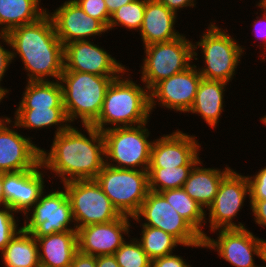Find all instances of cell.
I'll use <instances>...</instances> for the list:
<instances>
[{
    "label": "cell",
    "mask_w": 266,
    "mask_h": 267,
    "mask_svg": "<svg viewBox=\"0 0 266 267\" xmlns=\"http://www.w3.org/2000/svg\"><path fill=\"white\" fill-rule=\"evenodd\" d=\"M82 127L88 136L80 128L70 125L65 131L54 135L49 151L41 149L44 169L49 170L52 177H59L57 179L62 184L95 179L105 165L103 133L92 125Z\"/></svg>",
    "instance_id": "obj_1"
},
{
    "label": "cell",
    "mask_w": 266,
    "mask_h": 267,
    "mask_svg": "<svg viewBox=\"0 0 266 267\" xmlns=\"http://www.w3.org/2000/svg\"><path fill=\"white\" fill-rule=\"evenodd\" d=\"M151 267H192V265L187 263L182 256L172 253L152 260Z\"/></svg>",
    "instance_id": "obj_39"
},
{
    "label": "cell",
    "mask_w": 266,
    "mask_h": 267,
    "mask_svg": "<svg viewBox=\"0 0 266 267\" xmlns=\"http://www.w3.org/2000/svg\"><path fill=\"white\" fill-rule=\"evenodd\" d=\"M129 71L126 69L113 79L106 90L100 115L92 124L101 132L109 128L136 126L150 121L149 90L143 83V86L136 84L137 80L133 81L129 76L132 72Z\"/></svg>",
    "instance_id": "obj_3"
},
{
    "label": "cell",
    "mask_w": 266,
    "mask_h": 267,
    "mask_svg": "<svg viewBox=\"0 0 266 267\" xmlns=\"http://www.w3.org/2000/svg\"><path fill=\"white\" fill-rule=\"evenodd\" d=\"M95 180L118 212L132 218L150 191L148 170L120 169L105 164Z\"/></svg>",
    "instance_id": "obj_8"
},
{
    "label": "cell",
    "mask_w": 266,
    "mask_h": 267,
    "mask_svg": "<svg viewBox=\"0 0 266 267\" xmlns=\"http://www.w3.org/2000/svg\"><path fill=\"white\" fill-rule=\"evenodd\" d=\"M140 227L142 228L141 236L139 239L136 237V240L140 243L151 261L172 254L178 245L182 246L175 237L159 228L151 226Z\"/></svg>",
    "instance_id": "obj_30"
},
{
    "label": "cell",
    "mask_w": 266,
    "mask_h": 267,
    "mask_svg": "<svg viewBox=\"0 0 266 267\" xmlns=\"http://www.w3.org/2000/svg\"><path fill=\"white\" fill-rule=\"evenodd\" d=\"M215 23L210 22L207 29L202 32L200 40L193 42L194 60H199L197 49H201L200 53L203 56H200L203 57L205 66L200 67L197 64L196 68L202 78L230 83L235 79L233 77L237 73L245 47L237 42L233 35L228 34L227 29L223 30Z\"/></svg>",
    "instance_id": "obj_5"
},
{
    "label": "cell",
    "mask_w": 266,
    "mask_h": 267,
    "mask_svg": "<svg viewBox=\"0 0 266 267\" xmlns=\"http://www.w3.org/2000/svg\"><path fill=\"white\" fill-rule=\"evenodd\" d=\"M218 231V232H217ZM217 238L206 236L204 249L218 252V256L234 267H262L255 264V256L261 260V238L248 228L217 229Z\"/></svg>",
    "instance_id": "obj_13"
},
{
    "label": "cell",
    "mask_w": 266,
    "mask_h": 267,
    "mask_svg": "<svg viewBox=\"0 0 266 267\" xmlns=\"http://www.w3.org/2000/svg\"><path fill=\"white\" fill-rule=\"evenodd\" d=\"M35 239L40 267H70L78 251L77 231L57 232Z\"/></svg>",
    "instance_id": "obj_22"
},
{
    "label": "cell",
    "mask_w": 266,
    "mask_h": 267,
    "mask_svg": "<svg viewBox=\"0 0 266 267\" xmlns=\"http://www.w3.org/2000/svg\"><path fill=\"white\" fill-rule=\"evenodd\" d=\"M147 124L103 131L105 164L120 169L148 170L153 140L149 139Z\"/></svg>",
    "instance_id": "obj_6"
},
{
    "label": "cell",
    "mask_w": 266,
    "mask_h": 267,
    "mask_svg": "<svg viewBox=\"0 0 266 267\" xmlns=\"http://www.w3.org/2000/svg\"><path fill=\"white\" fill-rule=\"evenodd\" d=\"M41 0H0V33L37 21L46 12Z\"/></svg>",
    "instance_id": "obj_25"
},
{
    "label": "cell",
    "mask_w": 266,
    "mask_h": 267,
    "mask_svg": "<svg viewBox=\"0 0 266 267\" xmlns=\"http://www.w3.org/2000/svg\"><path fill=\"white\" fill-rule=\"evenodd\" d=\"M70 267H96V256L84 254L78 250Z\"/></svg>",
    "instance_id": "obj_42"
},
{
    "label": "cell",
    "mask_w": 266,
    "mask_h": 267,
    "mask_svg": "<svg viewBox=\"0 0 266 267\" xmlns=\"http://www.w3.org/2000/svg\"><path fill=\"white\" fill-rule=\"evenodd\" d=\"M7 34L12 61L20 58L27 73L26 81L60 79L64 70V46L47 12L37 21L15 27Z\"/></svg>",
    "instance_id": "obj_2"
},
{
    "label": "cell",
    "mask_w": 266,
    "mask_h": 267,
    "mask_svg": "<svg viewBox=\"0 0 266 267\" xmlns=\"http://www.w3.org/2000/svg\"><path fill=\"white\" fill-rule=\"evenodd\" d=\"M132 219L140 226L159 228L171 234L183 247L204 248L201 235L160 193L149 191L139 212Z\"/></svg>",
    "instance_id": "obj_11"
},
{
    "label": "cell",
    "mask_w": 266,
    "mask_h": 267,
    "mask_svg": "<svg viewBox=\"0 0 266 267\" xmlns=\"http://www.w3.org/2000/svg\"><path fill=\"white\" fill-rule=\"evenodd\" d=\"M8 206L0 208V252L6 247L9 241L16 235L22 227L18 226L19 219ZM17 218V219H15Z\"/></svg>",
    "instance_id": "obj_34"
},
{
    "label": "cell",
    "mask_w": 266,
    "mask_h": 267,
    "mask_svg": "<svg viewBox=\"0 0 266 267\" xmlns=\"http://www.w3.org/2000/svg\"><path fill=\"white\" fill-rule=\"evenodd\" d=\"M249 183V200H266V166L255 175H246Z\"/></svg>",
    "instance_id": "obj_36"
},
{
    "label": "cell",
    "mask_w": 266,
    "mask_h": 267,
    "mask_svg": "<svg viewBox=\"0 0 266 267\" xmlns=\"http://www.w3.org/2000/svg\"><path fill=\"white\" fill-rule=\"evenodd\" d=\"M194 166L148 168L149 190L159 193L167 189L182 188Z\"/></svg>",
    "instance_id": "obj_31"
},
{
    "label": "cell",
    "mask_w": 266,
    "mask_h": 267,
    "mask_svg": "<svg viewBox=\"0 0 266 267\" xmlns=\"http://www.w3.org/2000/svg\"><path fill=\"white\" fill-rule=\"evenodd\" d=\"M23 217L25 218L22 228L34 237L77 231L71 204L64 187L62 190L58 187V190L52 188L50 191H44Z\"/></svg>",
    "instance_id": "obj_9"
},
{
    "label": "cell",
    "mask_w": 266,
    "mask_h": 267,
    "mask_svg": "<svg viewBox=\"0 0 266 267\" xmlns=\"http://www.w3.org/2000/svg\"><path fill=\"white\" fill-rule=\"evenodd\" d=\"M2 42L5 44H3ZM2 44L8 46L7 48L11 47L7 33H0V90L7 96L9 95V91L11 92V90L5 88L4 86L2 87L1 81L4 80V75H6L5 73L13 61L11 49H6Z\"/></svg>",
    "instance_id": "obj_37"
},
{
    "label": "cell",
    "mask_w": 266,
    "mask_h": 267,
    "mask_svg": "<svg viewBox=\"0 0 266 267\" xmlns=\"http://www.w3.org/2000/svg\"><path fill=\"white\" fill-rule=\"evenodd\" d=\"M120 267H151V260L134 238L125 241L114 253Z\"/></svg>",
    "instance_id": "obj_33"
},
{
    "label": "cell",
    "mask_w": 266,
    "mask_h": 267,
    "mask_svg": "<svg viewBox=\"0 0 266 267\" xmlns=\"http://www.w3.org/2000/svg\"><path fill=\"white\" fill-rule=\"evenodd\" d=\"M47 13L63 46L74 41L91 40L92 37L95 40V36L108 33L99 20L86 14L74 0H66L53 12L48 9Z\"/></svg>",
    "instance_id": "obj_18"
},
{
    "label": "cell",
    "mask_w": 266,
    "mask_h": 267,
    "mask_svg": "<svg viewBox=\"0 0 266 267\" xmlns=\"http://www.w3.org/2000/svg\"><path fill=\"white\" fill-rule=\"evenodd\" d=\"M159 193L203 239L207 236L206 232L203 230L205 226H208L205 220L207 212L199 203L192 199L183 188L167 189Z\"/></svg>",
    "instance_id": "obj_29"
},
{
    "label": "cell",
    "mask_w": 266,
    "mask_h": 267,
    "mask_svg": "<svg viewBox=\"0 0 266 267\" xmlns=\"http://www.w3.org/2000/svg\"><path fill=\"white\" fill-rule=\"evenodd\" d=\"M147 0H134L118 8L110 18L107 31L119 27L127 30L140 31L143 23L145 6Z\"/></svg>",
    "instance_id": "obj_32"
},
{
    "label": "cell",
    "mask_w": 266,
    "mask_h": 267,
    "mask_svg": "<svg viewBox=\"0 0 266 267\" xmlns=\"http://www.w3.org/2000/svg\"><path fill=\"white\" fill-rule=\"evenodd\" d=\"M12 119L19 128L41 130L56 126L55 134L65 131L69 123L64 108L15 109Z\"/></svg>",
    "instance_id": "obj_27"
},
{
    "label": "cell",
    "mask_w": 266,
    "mask_h": 267,
    "mask_svg": "<svg viewBox=\"0 0 266 267\" xmlns=\"http://www.w3.org/2000/svg\"><path fill=\"white\" fill-rule=\"evenodd\" d=\"M83 11L99 20L106 28L110 22L111 15L108 13L104 0H74Z\"/></svg>",
    "instance_id": "obj_35"
},
{
    "label": "cell",
    "mask_w": 266,
    "mask_h": 267,
    "mask_svg": "<svg viewBox=\"0 0 266 267\" xmlns=\"http://www.w3.org/2000/svg\"><path fill=\"white\" fill-rule=\"evenodd\" d=\"M163 5L168 9L178 15L177 12L181 11L184 8H193L196 7V0H159Z\"/></svg>",
    "instance_id": "obj_41"
},
{
    "label": "cell",
    "mask_w": 266,
    "mask_h": 267,
    "mask_svg": "<svg viewBox=\"0 0 266 267\" xmlns=\"http://www.w3.org/2000/svg\"><path fill=\"white\" fill-rule=\"evenodd\" d=\"M254 221L261 227H266V200H249Z\"/></svg>",
    "instance_id": "obj_40"
},
{
    "label": "cell",
    "mask_w": 266,
    "mask_h": 267,
    "mask_svg": "<svg viewBox=\"0 0 266 267\" xmlns=\"http://www.w3.org/2000/svg\"><path fill=\"white\" fill-rule=\"evenodd\" d=\"M178 16L159 0H147L143 23L139 34L143 47L161 42H169L182 35L175 28Z\"/></svg>",
    "instance_id": "obj_21"
},
{
    "label": "cell",
    "mask_w": 266,
    "mask_h": 267,
    "mask_svg": "<svg viewBox=\"0 0 266 267\" xmlns=\"http://www.w3.org/2000/svg\"><path fill=\"white\" fill-rule=\"evenodd\" d=\"M108 13L112 15L118 8L134 0H104Z\"/></svg>",
    "instance_id": "obj_44"
},
{
    "label": "cell",
    "mask_w": 266,
    "mask_h": 267,
    "mask_svg": "<svg viewBox=\"0 0 266 267\" xmlns=\"http://www.w3.org/2000/svg\"><path fill=\"white\" fill-rule=\"evenodd\" d=\"M10 118L0 122V172L33 169L41 162V147L30 136L20 134V128Z\"/></svg>",
    "instance_id": "obj_15"
},
{
    "label": "cell",
    "mask_w": 266,
    "mask_h": 267,
    "mask_svg": "<svg viewBox=\"0 0 266 267\" xmlns=\"http://www.w3.org/2000/svg\"><path fill=\"white\" fill-rule=\"evenodd\" d=\"M143 61L139 70L141 82L150 90L156 83L185 71L193 65V40L184 34L169 42L144 46ZM192 63V64H191Z\"/></svg>",
    "instance_id": "obj_7"
},
{
    "label": "cell",
    "mask_w": 266,
    "mask_h": 267,
    "mask_svg": "<svg viewBox=\"0 0 266 267\" xmlns=\"http://www.w3.org/2000/svg\"><path fill=\"white\" fill-rule=\"evenodd\" d=\"M3 172H0V208L7 206L5 196L3 193Z\"/></svg>",
    "instance_id": "obj_45"
},
{
    "label": "cell",
    "mask_w": 266,
    "mask_h": 267,
    "mask_svg": "<svg viewBox=\"0 0 266 267\" xmlns=\"http://www.w3.org/2000/svg\"><path fill=\"white\" fill-rule=\"evenodd\" d=\"M117 77L63 71L59 82L69 123L80 119L81 125H92L100 115L107 88Z\"/></svg>",
    "instance_id": "obj_4"
},
{
    "label": "cell",
    "mask_w": 266,
    "mask_h": 267,
    "mask_svg": "<svg viewBox=\"0 0 266 267\" xmlns=\"http://www.w3.org/2000/svg\"><path fill=\"white\" fill-rule=\"evenodd\" d=\"M63 56V71L85 72L98 76H120L127 69V66L112 57L106 49L90 40L74 41L64 45Z\"/></svg>",
    "instance_id": "obj_16"
},
{
    "label": "cell",
    "mask_w": 266,
    "mask_h": 267,
    "mask_svg": "<svg viewBox=\"0 0 266 267\" xmlns=\"http://www.w3.org/2000/svg\"><path fill=\"white\" fill-rule=\"evenodd\" d=\"M231 169L222 179L213 203L205 210L209 211V231L217 229L246 228L243 223L234 220L250 196L247 176ZM247 196V197H246Z\"/></svg>",
    "instance_id": "obj_12"
},
{
    "label": "cell",
    "mask_w": 266,
    "mask_h": 267,
    "mask_svg": "<svg viewBox=\"0 0 266 267\" xmlns=\"http://www.w3.org/2000/svg\"><path fill=\"white\" fill-rule=\"evenodd\" d=\"M228 83L201 79L194 102L187 112L201 116L212 129L217 128L225 107L224 94Z\"/></svg>",
    "instance_id": "obj_23"
},
{
    "label": "cell",
    "mask_w": 266,
    "mask_h": 267,
    "mask_svg": "<svg viewBox=\"0 0 266 267\" xmlns=\"http://www.w3.org/2000/svg\"><path fill=\"white\" fill-rule=\"evenodd\" d=\"M0 253L4 267H40L37 241L24 228L16 233Z\"/></svg>",
    "instance_id": "obj_26"
},
{
    "label": "cell",
    "mask_w": 266,
    "mask_h": 267,
    "mask_svg": "<svg viewBox=\"0 0 266 267\" xmlns=\"http://www.w3.org/2000/svg\"><path fill=\"white\" fill-rule=\"evenodd\" d=\"M131 220L132 217L121 215L108 223L79 228L77 230L78 250L92 256L114 255L116 250L127 240L125 236L128 239L130 237Z\"/></svg>",
    "instance_id": "obj_19"
},
{
    "label": "cell",
    "mask_w": 266,
    "mask_h": 267,
    "mask_svg": "<svg viewBox=\"0 0 266 267\" xmlns=\"http://www.w3.org/2000/svg\"><path fill=\"white\" fill-rule=\"evenodd\" d=\"M77 230L81 227L108 223L121 216L95 179L64 183Z\"/></svg>",
    "instance_id": "obj_10"
},
{
    "label": "cell",
    "mask_w": 266,
    "mask_h": 267,
    "mask_svg": "<svg viewBox=\"0 0 266 267\" xmlns=\"http://www.w3.org/2000/svg\"><path fill=\"white\" fill-rule=\"evenodd\" d=\"M261 260L266 263V239L261 238ZM262 267H266V264Z\"/></svg>",
    "instance_id": "obj_46"
},
{
    "label": "cell",
    "mask_w": 266,
    "mask_h": 267,
    "mask_svg": "<svg viewBox=\"0 0 266 267\" xmlns=\"http://www.w3.org/2000/svg\"><path fill=\"white\" fill-rule=\"evenodd\" d=\"M231 169L227 164L223 169L205 168L203 167V161L199 160L191 170L182 188L203 209H207L215 199L220 182Z\"/></svg>",
    "instance_id": "obj_24"
},
{
    "label": "cell",
    "mask_w": 266,
    "mask_h": 267,
    "mask_svg": "<svg viewBox=\"0 0 266 267\" xmlns=\"http://www.w3.org/2000/svg\"><path fill=\"white\" fill-rule=\"evenodd\" d=\"M7 98L8 96H6L1 90H0V103L3 101L4 98ZM1 105V104H0ZM8 116H5L4 117L1 115L0 116V122L3 121L4 119H6Z\"/></svg>",
    "instance_id": "obj_47"
},
{
    "label": "cell",
    "mask_w": 266,
    "mask_h": 267,
    "mask_svg": "<svg viewBox=\"0 0 266 267\" xmlns=\"http://www.w3.org/2000/svg\"><path fill=\"white\" fill-rule=\"evenodd\" d=\"M96 267H120L114 255L96 256Z\"/></svg>",
    "instance_id": "obj_43"
},
{
    "label": "cell",
    "mask_w": 266,
    "mask_h": 267,
    "mask_svg": "<svg viewBox=\"0 0 266 267\" xmlns=\"http://www.w3.org/2000/svg\"><path fill=\"white\" fill-rule=\"evenodd\" d=\"M201 143L197 136L179 129L171 134H163L153 140L149 168H174L195 165L201 158Z\"/></svg>",
    "instance_id": "obj_17"
},
{
    "label": "cell",
    "mask_w": 266,
    "mask_h": 267,
    "mask_svg": "<svg viewBox=\"0 0 266 267\" xmlns=\"http://www.w3.org/2000/svg\"><path fill=\"white\" fill-rule=\"evenodd\" d=\"M260 121L266 125V114L260 118Z\"/></svg>",
    "instance_id": "obj_49"
},
{
    "label": "cell",
    "mask_w": 266,
    "mask_h": 267,
    "mask_svg": "<svg viewBox=\"0 0 266 267\" xmlns=\"http://www.w3.org/2000/svg\"><path fill=\"white\" fill-rule=\"evenodd\" d=\"M45 171L40 162L30 170L3 173L2 185L7 206L24 216L46 191Z\"/></svg>",
    "instance_id": "obj_20"
},
{
    "label": "cell",
    "mask_w": 266,
    "mask_h": 267,
    "mask_svg": "<svg viewBox=\"0 0 266 267\" xmlns=\"http://www.w3.org/2000/svg\"><path fill=\"white\" fill-rule=\"evenodd\" d=\"M258 4L262 5L263 7H266V0H259Z\"/></svg>",
    "instance_id": "obj_48"
},
{
    "label": "cell",
    "mask_w": 266,
    "mask_h": 267,
    "mask_svg": "<svg viewBox=\"0 0 266 267\" xmlns=\"http://www.w3.org/2000/svg\"><path fill=\"white\" fill-rule=\"evenodd\" d=\"M202 79L194 63L183 72L170 76L156 83L149 90V105L151 114L158 107L170 111L187 113L196 96L197 88Z\"/></svg>",
    "instance_id": "obj_14"
},
{
    "label": "cell",
    "mask_w": 266,
    "mask_h": 267,
    "mask_svg": "<svg viewBox=\"0 0 266 267\" xmlns=\"http://www.w3.org/2000/svg\"><path fill=\"white\" fill-rule=\"evenodd\" d=\"M24 90L17 109L64 108L59 80L26 81Z\"/></svg>",
    "instance_id": "obj_28"
},
{
    "label": "cell",
    "mask_w": 266,
    "mask_h": 267,
    "mask_svg": "<svg viewBox=\"0 0 266 267\" xmlns=\"http://www.w3.org/2000/svg\"><path fill=\"white\" fill-rule=\"evenodd\" d=\"M257 7L261 8L262 10V16H256V20L253 21V24L251 23L250 26H252L253 28V32H254V36L256 38H259L258 41H262V45H257V47L261 46L263 47L262 49H264V54L260 55L263 60V62L266 60L264 58V55H266V7H263L262 5H259L258 3H256Z\"/></svg>",
    "instance_id": "obj_38"
}]
</instances>
